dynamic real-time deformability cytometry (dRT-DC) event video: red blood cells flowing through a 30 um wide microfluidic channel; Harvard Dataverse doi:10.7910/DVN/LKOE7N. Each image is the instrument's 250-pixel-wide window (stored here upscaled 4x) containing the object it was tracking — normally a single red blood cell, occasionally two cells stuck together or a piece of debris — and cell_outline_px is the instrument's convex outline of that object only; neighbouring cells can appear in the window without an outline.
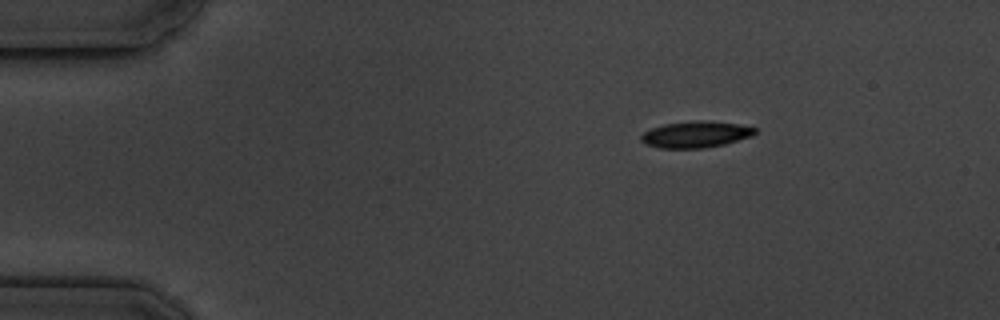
{"species": "common noctule bat (a hibernating species)", "species_latin": "Nyctalus noctula", "temperature_condition": "cold", "stored_images_in_passage": 3, "camera_frame_rate_fps": 3000, "um_per_image_px": 0.085, "animal": {"sex": "male", "body_mass_g": 19.5, "forearm_length_mm": 54.6}, "frame": {"image": 1, "passage_image": 1, "time_ms": 0.0, "image_size_px": [1000, 320], "cell_outline_px": [[756, 132], [752, 136], [724, 144], [704, 148], [660, 148], [644, 144], [640, 140], [640, 136], [644, 132], [652, 128], [664, 124], [700, 120], [736, 124], [756, 128]], "centroid_in_image_um": [59.1, 11.44], "position_along_channel_um": 25.9, "area_um2": 17.34}}